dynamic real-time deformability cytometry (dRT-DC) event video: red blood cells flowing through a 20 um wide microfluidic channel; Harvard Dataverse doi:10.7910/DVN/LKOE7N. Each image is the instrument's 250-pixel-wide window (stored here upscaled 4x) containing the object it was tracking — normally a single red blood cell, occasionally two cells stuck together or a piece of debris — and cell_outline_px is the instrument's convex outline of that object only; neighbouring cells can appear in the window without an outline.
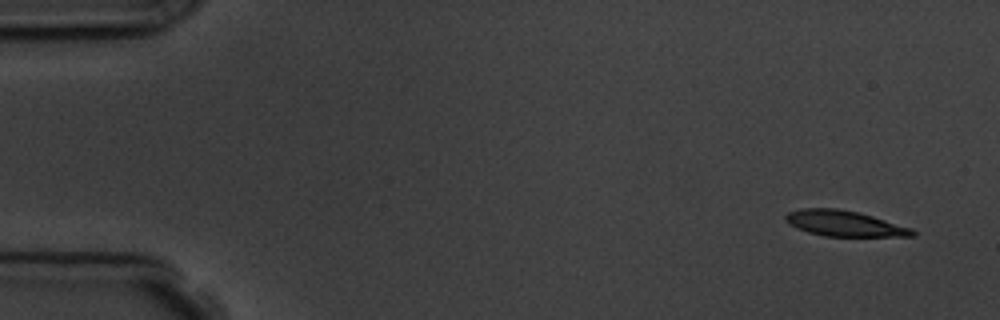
{"species": "common noctule bat (a hibernating species)", "species_latin": "Nyctalus noctula", "temperature_condition": "room temperature", "stored_images_in_passage": 4, "camera_frame_rate_fps": 3000, "um_per_image_px": 0.085, "animal": {"sex": "male", "body_mass_g": 19.5, "forearm_length_mm": 54.6}, "frame": {"image": 1, "passage_image": 1, "time_ms": 0.0, "image_size_px": [1000, 320], "cell_outline_px": [[916, 236], [824, 236], [808, 232], [796, 228], [788, 224], [784, 220], [784, 216], [788, 212], [800, 208], [836, 208], [860, 212], [912, 228], [916, 232]], "centroid_in_image_um": [71.74, 18.98], "position_along_channel_um": 13.3, "area_um2": 19.13}}
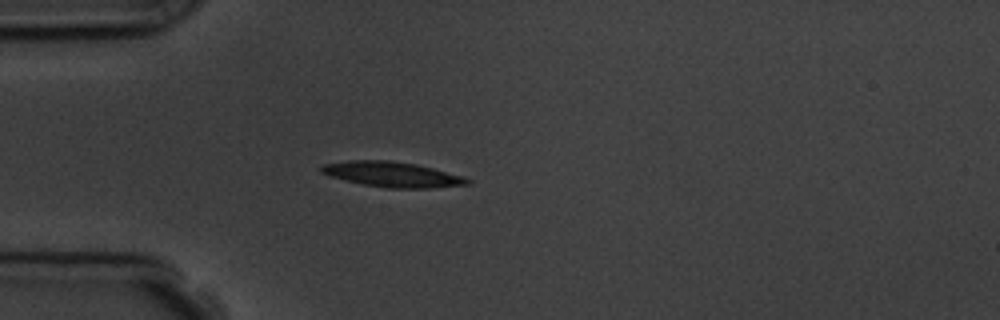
{"frame": {"image": 2, "passage_image": 4, "time_ms": 4.0, "image_size_px": [1000, 320], "cell_outline_px": [[472, 184], [432, 188], [388, 188], [364, 184], [344, 180], [320, 172], [320, 168], [324, 164], [348, 160], [388, 160], [416, 164], [464, 176], [472, 180]], "centroid_in_image_um": [33.39, 14.82], "position_along_channel_um": 51.6, "area_um2": 21.44}}